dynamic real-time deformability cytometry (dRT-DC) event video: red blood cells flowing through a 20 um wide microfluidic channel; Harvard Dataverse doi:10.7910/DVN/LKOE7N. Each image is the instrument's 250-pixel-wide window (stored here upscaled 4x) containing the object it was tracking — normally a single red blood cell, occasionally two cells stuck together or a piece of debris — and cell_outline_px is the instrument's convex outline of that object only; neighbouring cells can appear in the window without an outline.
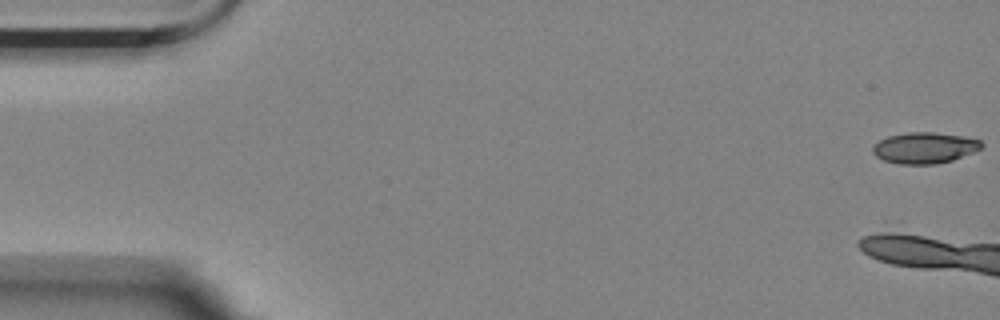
{"species": "Egyptian fruit bat (a non-hibernating species)", "species_latin": "Rousettus aegyptiacus", "temperature_condition": "room temperature", "stored_images_in_passage": 3, "camera_frame_rate_fps": 3000, "um_per_image_px": 0.085, "animal": {"sex": "female"}, "frame": {"image": 1, "passage_image": 1, "time_ms": 0.0, "image_size_px": [1000, 320], "cell_outline_px": [[984, 144], [980, 148], [972, 152], [952, 160], [936, 164], [900, 164], [884, 160], [876, 156], [872, 152], [872, 144], [888, 136], [908, 132], [932, 132], [960, 136], [980, 140]], "centroid_in_image_um": [78.54, 12.56], "position_along_channel_um": 6.5, "area_um2": 19.54}}